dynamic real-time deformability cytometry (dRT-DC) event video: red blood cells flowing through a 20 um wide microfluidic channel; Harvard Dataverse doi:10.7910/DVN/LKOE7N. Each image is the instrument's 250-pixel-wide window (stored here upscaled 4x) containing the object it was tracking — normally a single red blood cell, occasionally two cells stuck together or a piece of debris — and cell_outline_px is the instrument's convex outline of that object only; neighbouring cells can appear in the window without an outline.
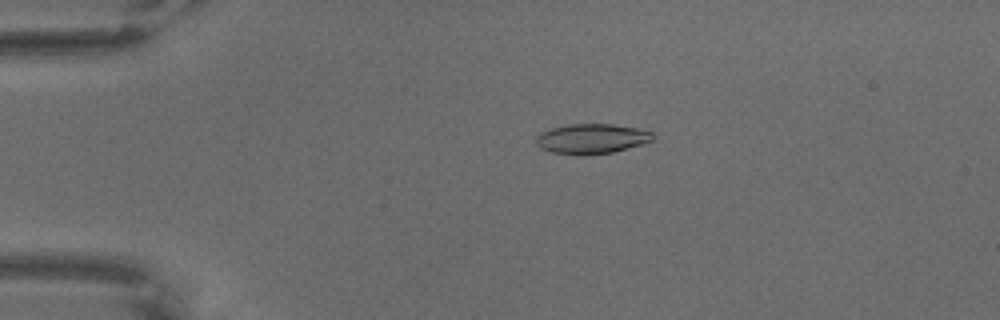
{"species": "common noctule bat (a hibernating species)", "species_latin": "Nyctalus noctula", "temperature_condition": "warm", "stored_images_in_passage": 25, "camera_frame_rate_fps": 3000, "um_per_image_px": 0.085, "animal": {"sex": "male", "body_mass_g": 18.8}, "frame": {"image": 1, "passage_image": 7, "time_ms": 2.0, "image_size_px": [1000, 320], "cell_outline_px": [[652, 140], [640, 144], [612, 152], [552, 152], [540, 148], [536, 144], [536, 136], [552, 128], [568, 124], [612, 124], [636, 128], [652, 132]], "centroid_in_image_um": [50.28, 11.74], "position_along_channel_um": 34.7, "area_um2": 19.25}}
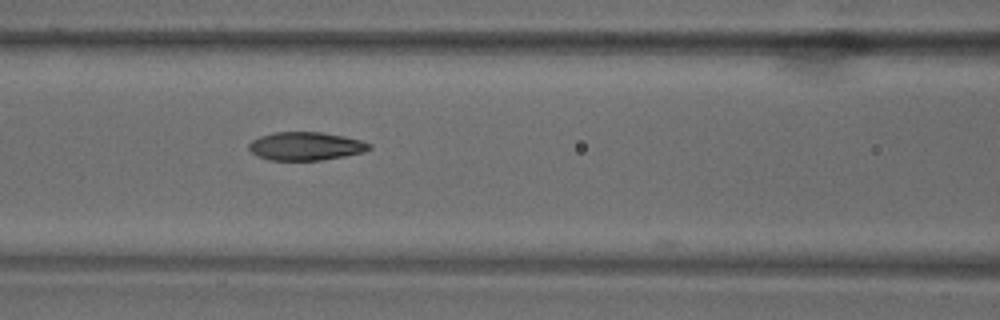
{"frame": {"image": 2, "passage_image": 22, "time_ms": 7.0, "image_size_px": [1000, 320], "cell_outline_px": [[372, 148], [364, 152], [344, 156], [320, 160], [268, 160], [256, 156], [248, 148], [248, 144], [252, 140], [260, 136], [272, 132], [320, 132], [344, 136], [360, 140], [372, 144]], "centroid_in_image_um": [25.97, 12.42], "position_along_channel_um": 140.6, "area_um2": 19.94}}